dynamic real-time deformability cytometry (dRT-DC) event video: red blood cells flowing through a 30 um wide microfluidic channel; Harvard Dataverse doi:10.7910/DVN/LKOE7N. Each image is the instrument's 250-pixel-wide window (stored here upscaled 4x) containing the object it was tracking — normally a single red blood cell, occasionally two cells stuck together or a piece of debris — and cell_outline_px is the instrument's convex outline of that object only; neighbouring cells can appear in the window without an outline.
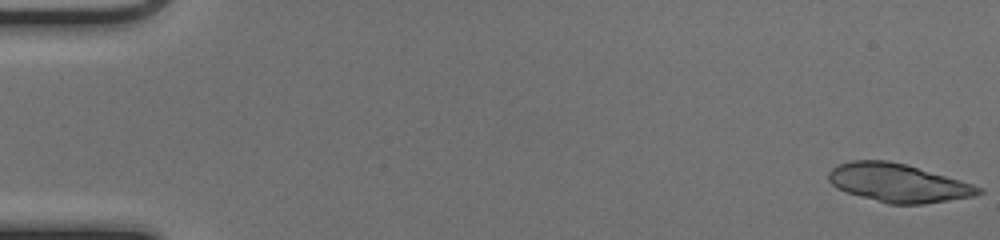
{"species": "common noctule bat (a hibernating species)", "species_latin": "Nyctalus noctula", "temperature_condition": "cold", "stored_images_in_passage": 52, "segment_of_instrument_passage": [1, 2], "camera_frame_rate_fps": 3000, "um_per_image_px": 0.085, "animal": {"sex": "female", "body_mass_g": 17.0, "forearm_length_mm": 48.0}, "frame": {"image": 1, "passage_image": 1, "time_ms": 0.0, "image_size_px": [1000, 240], "cell_outline_px": [[984, 192], [976, 196], [924, 204], [888, 204], [848, 192], [836, 188], [828, 180], [828, 172], [836, 164], [852, 160], [888, 160], [904, 164], [960, 180], [984, 188]], "centroid_in_image_um": [76.34, 15.55], "position_along_channel_um": 8.7, "area_um2": 33.47}}